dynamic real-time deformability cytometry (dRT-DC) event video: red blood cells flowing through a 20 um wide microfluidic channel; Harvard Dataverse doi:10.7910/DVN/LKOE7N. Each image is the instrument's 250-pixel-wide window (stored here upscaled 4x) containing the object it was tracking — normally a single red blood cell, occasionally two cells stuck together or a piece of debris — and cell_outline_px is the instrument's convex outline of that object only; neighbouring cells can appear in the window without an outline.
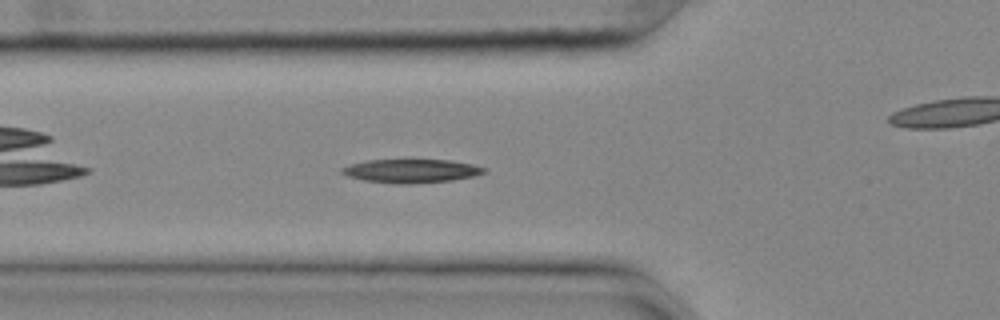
{"species": "common noctule bat (a hibernating species)", "species_latin": "Nyctalus noctula", "temperature_condition": "cold", "stored_images_in_passage": 43, "camera_frame_rate_fps": 3000, "um_per_image_px": 0.085, "animal": {"sex": "female", "body_mass_g": 25.1}, "frame": {"image": 1, "passage_image": 6, "time_ms": 1.667, "image_size_px": [1000, 320], "cell_outline_px": [[488, 172], [472, 176], [452, 180], [408, 184], [396, 184], [364, 180], [348, 176], [340, 172], [340, 168], [352, 164], [368, 160], [412, 156], [448, 160], [472, 164], [488, 168]], "centroid_in_image_um": [34.96, 14.47], "position_along_channel_um": 90.8, "area_um2": 20.63}}
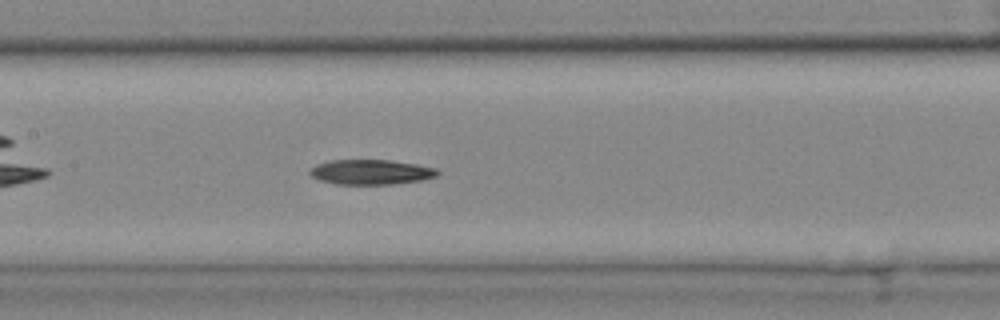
{"frame": {"image": 2, "passage_image": 13, "time_ms": 4.0, "image_size_px": [1000, 320], "cell_outline_px": [[440, 172], [436, 176], [424, 180], [392, 184], [336, 184], [320, 180], [312, 176], [308, 172], [316, 164], [328, 160], [388, 160], [416, 164], [436, 168]], "centroid_in_image_um": [31.54, 14.62], "position_along_channel_um": 175.9, "area_um2": 18.55}}
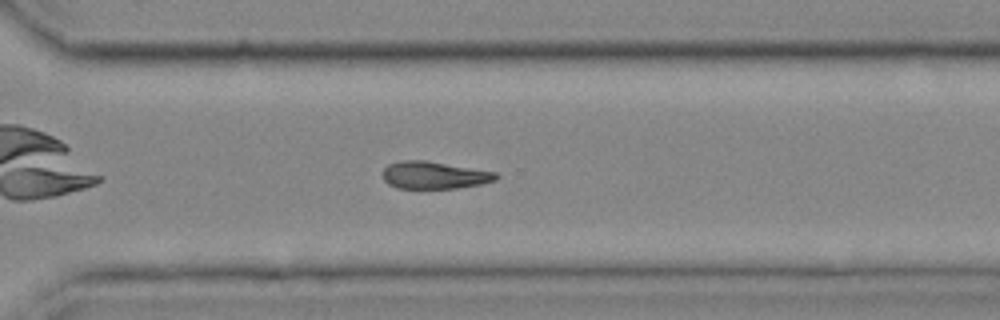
{"frame": {"image": 3, "passage_image": 26, "time_ms": 8.333, "image_size_px": [1000, 320], "cell_outline_px": [[500, 176], [496, 180], [480, 184], [456, 188], [396, 188], [388, 184], [384, 180], [384, 168], [388, 164], [400, 160], [424, 160], [496, 172]], "centroid_in_image_um": [36.9, 14.89], "position_along_channel_um": 333.7, "area_um2": 17.98}}